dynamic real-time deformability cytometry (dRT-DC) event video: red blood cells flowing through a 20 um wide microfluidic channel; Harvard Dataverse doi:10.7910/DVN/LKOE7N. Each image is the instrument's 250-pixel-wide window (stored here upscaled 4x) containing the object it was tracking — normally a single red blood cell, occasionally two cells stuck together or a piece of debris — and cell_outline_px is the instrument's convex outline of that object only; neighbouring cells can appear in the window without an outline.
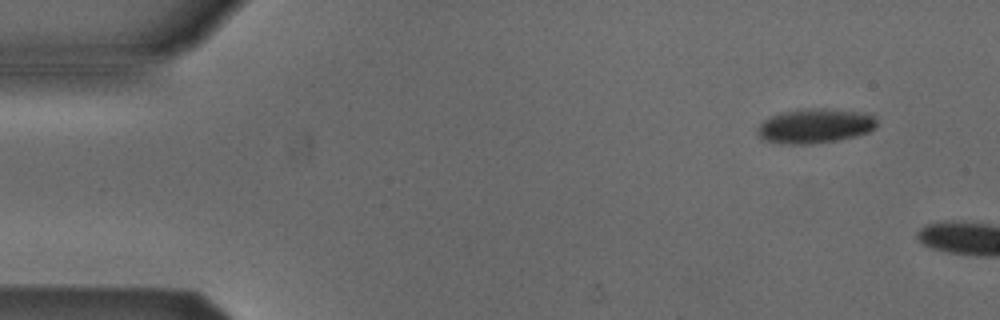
{"species": "Egyptian fruit bat (a non-hibernating species)", "species_latin": "Rousettus aegyptiacus", "temperature_condition": "cold", "stored_images_in_passage": 2, "camera_frame_rate_fps": 3000, "um_per_image_px": 0.085, "animal": {"sex": "male"}, "frame": {"image": 1, "passage_image": 1, "time_ms": 0.0, "image_size_px": [1000, 320], "cell_outline_px": [[876, 128], [868, 132], [856, 136], [836, 140], [812, 144], [788, 144], [764, 140], [760, 136], [760, 124], [764, 120], [772, 116], [796, 108], [820, 108], [864, 112], [872, 116], [876, 120]], "centroid_in_image_um": [69.31, 10.69], "position_along_channel_um": 15.7, "area_um2": 23.81}}